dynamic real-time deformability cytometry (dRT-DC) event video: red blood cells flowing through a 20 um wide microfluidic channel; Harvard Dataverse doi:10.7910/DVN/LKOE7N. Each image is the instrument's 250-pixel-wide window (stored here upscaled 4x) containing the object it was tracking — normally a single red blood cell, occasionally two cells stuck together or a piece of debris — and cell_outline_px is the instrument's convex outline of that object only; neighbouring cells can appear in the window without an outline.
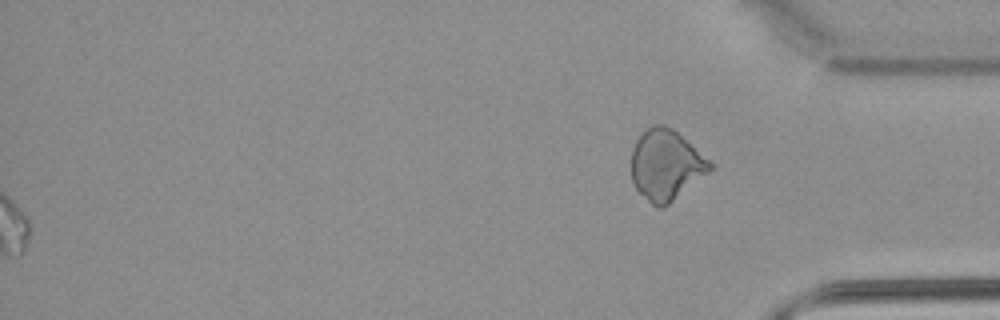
{"species": "common noctule bat (a hibernating species)", "species_latin": "Nyctalus noctula", "temperature_condition": "warm", "stored_images_in_passage": 43, "segment_of_instrument_passage": [2, 2], "camera_frame_rate_fps": 3000, "um_per_image_px": 0.085, "animal": {"sex": "male", "body_mass_g": 21.5, "forearm_length_mm": 52.0}, "frame": {"image": 1, "passage_image": 43, "time_ms": 14.0, "image_size_px": [1000, 320], "cell_outline_px": [[716, 164], [708, 172], [664, 208], [656, 208], [632, 184], [632, 148], [636, 140], [652, 124], [664, 124], [672, 128], [712, 160]], "centroid_in_image_um": [56.63, 14.01], "position_along_channel_um": 378.6, "area_um2": 32.37}}